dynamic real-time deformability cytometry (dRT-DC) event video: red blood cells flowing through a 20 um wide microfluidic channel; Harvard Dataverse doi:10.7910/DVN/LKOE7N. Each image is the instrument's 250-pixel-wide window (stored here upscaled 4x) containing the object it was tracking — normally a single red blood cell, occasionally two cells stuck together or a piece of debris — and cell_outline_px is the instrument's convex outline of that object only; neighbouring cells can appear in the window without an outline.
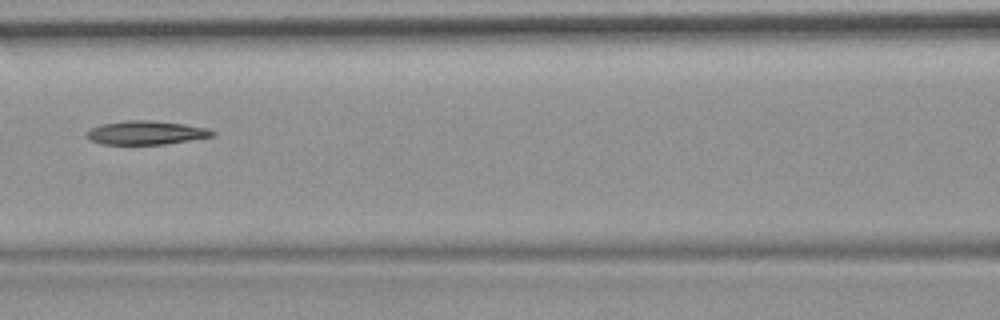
{"species": "common noctule bat (a hibernating species)", "species_latin": "Nyctalus noctula", "temperature_condition": "room temperature", "stored_images_in_passage": 9, "camera_frame_rate_fps": 3000, "um_per_image_px": 0.085, "animal": {"sex": "female", "body_mass_g": 19.9}, "frame": {"image": 1, "passage_image": 6, "time_ms": 6.667, "image_size_px": [1000, 320], "cell_outline_px": [[216, 136], [164, 144], [100, 144], [84, 136], [84, 132], [100, 124], [124, 120], [152, 120], [184, 124], [208, 128], [216, 132]], "centroid_in_image_um": [12.4, 11.27], "position_along_channel_um": 154.2, "area_um2": 17.57}}
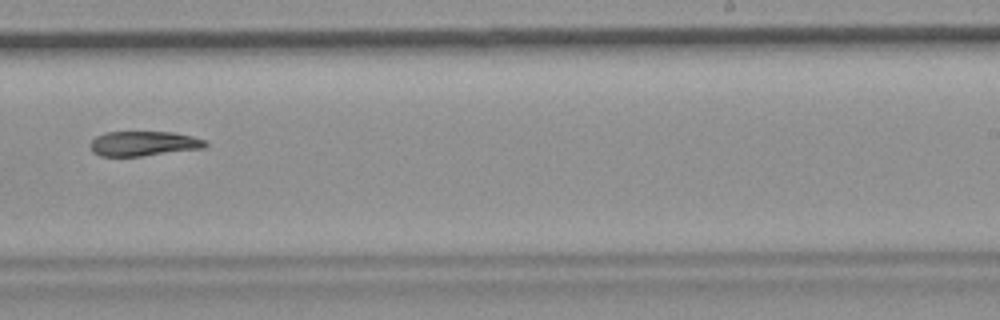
{"frame": {"image": 2, "passage_image": 9, "time_ms": 10.0, "image_size_px": [1000, 320], "cell_outline_px": [[208, 144], [204, 148], [140, 156], [100, 156], [92, 152], [92, 140], [96, 136], [104, 132], [172, 132], [192, 136], [204, 140]], "centroid_in_image_um": [12.2, 12.2], "position_along_channel_um": 276.8, "area_um2": 16.47}}